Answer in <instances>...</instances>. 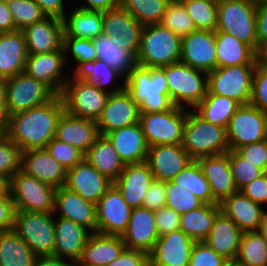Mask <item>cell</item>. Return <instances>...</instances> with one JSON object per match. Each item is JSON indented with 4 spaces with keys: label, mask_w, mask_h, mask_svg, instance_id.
Returning <instances> with one entry per match:
<instances>
[{
    "label": "cell",
    "mask_w": 267,
    "mask_h": 266,
    "mask_svg": "<svg viewBox=\"0 0 267 266\" xmlns=\"http://www.w3.org/2000/svg\"><path fill=\"white\" fill-rule=\"evenodd\" d=\"M35 1L42 8V10L47 14V16H55L61 19L72 8L69 6L68 2L71 1V4H74L73 0H35ZM68 8L70 9L68 10Z\"/></svg>",
    "instance_id": "03108f58"
},
{
    "label": "cell",
    "mask_w": 267,
    "mask_h": 266,
    "mask_svg": "<svg viewBox=\"0 0 267 266\" xmlns=\"http://www.w3.org/2000/svg\"><path fill=\"white\" fill-rule=\"evenodd\" d=\"M235 261L244 266H267V242L258 231L242 234Z\"/></svg>",
    "instance_id": "ee69618b"
},
{
    "label": "cell",
    "mask_w": 267,
    "mask_h": 266,
    "mask_svg": "<svg viewBox=\"0 0 267 266\" xmlns=\"http://www.w3.org/2000/svg\"><path fill=\"white\" fill-rule=\"evenodd\" d=\"M142 29L143 25L122 7L103 12L102 33L111 37L117 35L119 47L132 51L136 56L140 48Z\"/></svg>",
    "instance_id": "cb8c5ba5"
},
{
    "label": "cell",
    "mask_w": 267,
    "mask_h": 266,
    "mask_svg": "<svg viewBox=\"0 0 267 266\" xmlns=\"http://www.w3.org/2000/svg\"><path fill=\"white\" fill-rule=\"evenodd\" d=\"M62 47L65 55V62L70 73L73 65L75 68L80 63L97 59L96 48L91 39L63 37ZM70 59L73 62V65L71 66L68 65L72 64Z\"/></svg>",
    "instance_id": "7dc6e473"
},
{
    "label": "cell",
    "mask_w": 267,
    "mask_h": 266,
    "mask_svg": "<svg viewBox=\"0 0 267 266\" xmlns=\"http://www.w3.org/2000/svg\"><path fill=\"white\" fill-rule=\"evenodd\" d=\"M64 111L63 101L56 95L44 105L14 113L7 117L6 136L22 152L45 148L55 138L57 123Z\"/></svg>",
    "instance_id": "6da1fadb"
},
{
    "label": "cell",
    "mask_w": 267,
    "mask_h": 266,
    "mask_svg": "<svg viewBox=\"0 0 267 266\" xmlns=\"http://www.w3.org/2000/svg\"><path fill=\"white\" fill-rule=\"evenodd\" d=\"M54 228L55 248L53 256L67 259L76 265L92 232L83 225L55 215Z\"/></svg>",
    "instance_id": "603a6c76"
},
{
    "label": "cell",
    "mask_w": 267,
    "mask_h": 266,
    "mask_svg": "<svg viewBox=\"0 0 267 266\" xmlns=\"http://www.w3.org/2000/svg\"><path fill=\"white\" fill-rule=\"evenodd\" d=\"M166 206L165 181L153 179L146 192L142 207L149 210H159Z\"/></svg>",
    "instance_id": "91938a15"
},
{
    "label": "cell",
    "mask_w": 267,
    "mask_h": 266,
    "mask_svg": "<svg viewBox=\"0 0 267 266\" xmlns=\"http://www.w3.org/2000/svg\"><path fill=\"white\" fill-rule=\"evenodd\" d=\"M22 150L7 136L0 140V175L8 180L21 169Z\"/></svg>",
    "instance_id": "f5cc1de1"
},
{
    "label": "cell",
    "mask_w": 267,
    "mask_h": 266,
    "mask_svg": "<svg viewBox=\"0 0 267 266\" xmlns=\"http://www.w3.org/2000/svg\"><path fill=\"white\" fill-rule=\"evenodd\" d=\"M188 110L174 106L164 112H140L139 124L148 147L182 145Z\"/></svg>",
    "instance_id": "8992f818"
},
{
    "label": "cell",
    "mask_w": 267,
    "mask_h": 266,
    "mask_svg": "<svg viewBox=\"0 0 267 266\" xmlns=\"http://www.w3.org/2000/svg\"><path fill=\"white\" fill-rule=\"evenodd\" d=\"M7 4L18 30L47 17V14L35 0H10L7 1Z\"/></svg>",
    "instance_id": "f907efd6"
},
{
    "label": "cell",
    "mask_w": 267,
    "mask_h": 266,
    "mask_svg": "<svg viewBox=\"0 0 267 266\" xmlns=\"http://www.w3.org/2000/svg\"><path fill=\"white\" fill-rule=\"evenodd\" d=\"M121 236L92 232L76 266H106L125 249Z\"/></svg>",
    "instance_id": "1f68e13d"
},
{
    "label": "cell",
    "mask_w": 267,
    "mask_h": 266,
    "mask_svg": "<svg viewBox=\"0 0 267 266\" xmlns=\"http://www.w3.org/2000/svg\"><path fill=\"white\" fill-rule=\"evenodd\" d=\"M54 215L72 220L91 232H96V205L64 186L56 189Z\"/></svg>",
    "instance_id": "4316f807"
},
{
    "label": "cell",
    "mask_w": 267,
    "mask_h": 266,
    "mask_svg": "<svg viewBox=\"0 0 267 266\" xmlns=\"http://www.w3.org/2000/svg\"><path fill=\"white\" fill-rule=\"evenodd\" d=\"M33 266H76L73 262L56 256H37Z\"/></svg>",
    "instance_id": "89a4df30"
},
{
    "label": "cell",
    "mask_w": 267,
    "mask_h": 266,
    "mask_svg": "<svg viewBox=\"0 0 267 266\" xmlns=\"http://www.w3.org/2000/svg\"><path fill=\"white\" fill-rule=\"evenodd\" d=\"M230 150L267 139V112L243 104L238 107L226 127Z\"/></svg>",
    "instance_id": "7c38bea8"
},
{
    "label": "cell",
    "mask_w": 267,
    "mask_h": 266,
    "mask_svg": "<svg viewBox=\"0 0 267 266\" xmlns=\"http://www.w3.org/2000/svg\"><path fill=\"white\" fill-rule=\"evenodd\" d=\"M28 57L21 30L0 33V79H9L23 73Z\"/></svg>",
    "instance_id": "836d02e7"
},
{
    "label": "cell",
    "mask_w": 267,
    "mask_h": 266,
    "mask_svg": "<svg viewBox=\"0 0 267 266\" xmlns=\"http://www.w3.org/2000/svg\"><path fill=\"white\" fill-rule=\"evenodd\" d=\"M125 90L139 105L140 112H164L175 105L169 97L165 72L137 65L125 79Z\"/></svg>",
    "instance_id": "7a4b0ae2"
},
{
    "label": "cell",
    "mask_w": 267,
    "mask_h": 266,
    "mask_svg": "<svg viewBox=\"0 0 267 266\" xmlns=\"http://www.w3.org/2000/svg\"><path fill=\"white\" fill-rule=\"evenodd\" d=\"M131 211L132 208L113 183L96 204V232L122 236L128 227Z\"/></svg>",
    "instance_id": "5bb4252c"
},
{
    "label": "cell",
    "mask_w": 267,
    "mask_h": 266,
    "mask_svg": "<svg viewBox=\"0 0 267 266\" xmlns=\"http://www.w3.org/2000/svg\"><path fill=\"white\" fill-rule=\"evenodd\" d=\"M25 37L28 54L50 53L63 45V20L47 16L43 20L27 25L21 30Z\"/></svg>",
    "instance_id": "44dd1931"
},
{
    "label": "cell",
    "mask_w": 267,
    "mask_h": 266,
    "mask_svg": "<svg viewBox=\"0 0 267 266\" xmlns=\"http://www.w3.org/2000/svg\"><path fill=\"white\" fill-rule=\"evenodd\" d=\"M182 145L193 160L226 154L230 150L226 128L206 121L193 109L187 113Z\"/></svg>",
    "instance_id": "277c9868"
},
{
    "label": "cell",
    "mask_w": 267,
    "mask_h": 266,
    "mask_svg": "<svg viewBox=\"0 0 267 266\" xmlns=\"http://www.w3.org/2000/svg\"><path fill=\"white\" fill-rule=\"evenodd\" d=\"M83 3H79L78 9L94 10V11H108L121 7L122 0H81ZM86 3V4H84Z\"/></svg>",
    "instance_id": "003e7915"
},
{
    "label": "cell",
    "mask_w": 267,
    "mask_h": 266,
    "mask_svg": "<svg viewBox=\"0 0 267 266\" xmlns=\"http://www.w3.org/2000/svg\"><path fill=\"white\" fill-rule=\"evenodd\" d=\"M13 230L36 256H53L54 213L15 211Z\"/></svg>",
    "instance_id": "9c48e42d"
},
{
    "label": "cell",
    "mask_w": 267,
    "mask_h": 266,
    "mask_svg": "<svg viewBox=\"0 0 267 266\" xmlns=\"http://www.w3.org/2000/svg\"><path fill=\"white\" fill-rule=\"evenodd\" d=\"M195 240L181 229L160 236L149 253L151 266H189Z\"/></svg>",
    "instance_id": "ac0fdd59"
},
{
    "label": "cell",
    "mask_w": 267,
    "mask_h": 266,
    "mask_svg": "<svg viewBox=\"0 0 267 266\" xmlns=\"http://www.w3.org/2000/svg\"><path fill=\"white\" fill-rule=\"evenodd\" d=\"M180 62L210 73L217 68L215 31L197 30L181 38Z\"/></svg>",
    "instance_id": "e0dca14e"
},
{
    "label": "cell",
    "mask_w": 267,
    "mask_h": 266,
    "mask_svg": "<svg viewBox=\"0 0 267 266\" xmlns=\"http://www.w3.org/2000/svg\"><path fill=\"white\" fill-rule=\"evenodd\" d=\"M45 149L66 171L75 167L85 157V154L78 148L56 138H53Z\"/></svg>",
    "instance_id": "db71d44e"
},
{
    "label": "cell",
    "mask_w": 267,
    "mask_h": 266,
    "mask_svg": "<svg viewBox=\"0 0 267 266\" xmlns=\"http://www.w3.org/2000/svg\"><path fill=\"white\" fill-rule=\"evenodd\" d=\"M259 61L267 66V44L264 45L260 50Z\"/></svg>",
    "instance_id": "11e5206c"
},
{
    "label": "cell",
    "mask_w": 267,
    "mask_h": 266,
    "mask_svg": "<svg viewBox=\"0 0 267 266\" xmlns=\"http://www.w3.org/2000/svg\"><path fill=\"white\" fill-rule=\"evenodd\" d=\"M256 64H244L216 68L208 73L207 94H218L249 104Z\"/></svg>",
    "instance_id": "30bf717a"
},
{
    "label": "cell",
    "mask_w": 267,
    "mask_h": 266,
    "mask_svg": "<svg viewBox=\"0 0 267 266\" xmlns=\"http://www.w3.org/2000/svg\"><path fill=\"white\" fill-rule=\"evenodd\" d=\"M258 232L263 236V238L267 242V212L264 215L261 225L259 226Z\"/></svg>",
    "instance_id": "34e18365"
},
{
    "label": "cell",
    "mask_w": 267,
    "mask_h": 266,
    "mask_svg": "<svg viewBox=\"0 0 267 266\" xmlns=\"http://www.w3.org/2000/svg\"><path fill=\"white\" fill-rule=\"evenodd\" d=\"M201 1H205V2H208V3H211V4L218 5L221 0H201Z\"/></svg>",
    "instance_id": "09005b40"
},
{
    "label": "cell",
    "mask_w": 267,
    "mask_h": 266,
    "mask_svg": "<svg viewBox=\"0 0 267 266\" xmlns=\"http://www.w3.org/2000/svg\"><path fill=\"white\" fill-rule=\"evenodd\" d=\"M240 104L226 96L207 94L193 110L210 123L226 128Z\"/></svg>",
    "instance_id": "b9f144b4"
},
{
    "label": "cell",
    "mask_w": 267,
    "mask_h": 266,
    "mask_svg": "<svg viewBox=\"0 0 267 266\" xmlns=\"http://www.w3.org/2000/svg\"><path fill=\"white\" fill-rule=\"evenodd\" d=\"M72 73L71 78L84 80L109 94L125 89V78L105 61L99 59L78 64L73 68Z\"/></svg>",
    "instance_id": "d6a6232c"
},
{
    "label": "cell",
    "mask_w": 267,
    "mask_h": 266,
    "mask_svg": "<svg viewBox=\"0 0 267 266\" xmlns=\"http://www.w3.org/2000/svg\"><path fill=\"white\" fill-rule=\"evenodd\" d=\"M220 211V204H203L181 215L180 229L193 240L204 241Z\"/></svg>",
    "instance_id": "ab89813d"
},
{
    "label": "cell",
    "mask_w": 267,
    "mask_h": 266,
    "mask_svg": "<svg viewBox=\"0 0 267 266\" xmlns=\"http://www.w3.org/2000/svg\"><path fill=\"white\" fill-rule=\"evenodd\" d=\"M99 136L95 120L76 117L64 111L58 120L55 138L85 154Z\"/></svg>",
    "instance_id": "83f0119b"
},
{
    "label": "cell",
    "mask_w": 267,
    "mask_h": 266,
    "mask_svg": "<svg viewBox=\"0 0 267 266\" xmlns=\"http://www.w3.org/2000/svg\"><path fill=\"white\" fill-rule=\"evenodd\" d=\"M18 30L6 1L0 0V33Z\"/></svg>",
    "instance_id": "a7ac6f4b"
},
{
    "label": "cell",
    "mask_w": 267,
    "mask_h": 266,
    "mask_svg": "<svg viewBox=\"0 0 267 266\" xmlns=\"http://www.w3.org/2000/svg\"><path fill=\"white\" fill-rule=\"evenodd\" d=\"M164 72L169 97L175 106L193 109L208 92V73L182 62L160 67Z\"/></svg>",
    "instance_id": "5b68a950"
},
{
    "label": "cell",
    "mask_w": 267,
    "mask_h": 266,
    "mask_svg": "<svg viewBox=\"0 0 267 266\" xmlns=\"http://www.w3.org/2000/svg\"><path fill=\"white\" fill-rule=\"evenodd\" d=\"M213 196V204H221L226 198L236 193L229 151L226 154L200 157L197 159Z\"/></svg>",
    "instance_id": "7402d4cb"
},
{
    "label": "cell",
    "mask_w": 267,
    "mask_h": 266,
    "mask_svg": "<svg viewBox=\"0 0 267 266\" xmlns=\"http://www.w3.org/2000/svg\"><path fill=\"white\" fill-rule=\"evenodd\" d=\"M36 257L13 229L0 232V266H33Z\"/></svg>",
    "instance_id": "60d3db41"
},
{
    "label": "cell",
    "mask_w": 267,
    "mask_h": 266,
    "mask_svg": "<svg viewBox=\"0 0 267 266\" xmlns=\"http://www.w3.org/2000/svg\"><path fill=\"white\" fill-rule=\"evenodd\" d=\"M108 96V92L97 86L71 77L63 86L60 94L65 112L95 121L100 117Z\"/></svg>",
    "instance_id": "8fae6325"
},
{
    "label": "cell",
    "mask_w": 267,
    "mask_h": 266,
    "mask_svg": "<svg viewBox=\"0 0 267 266\" xmlns=\"http://www.w3.org/2000/svg\"><path fill=\"white\" fill-rule=\"evenodd\" d=\"M217 68L257 64L259 54L232 34L215 31Z\"/></svg>",
    "instance_id": "d590c367"
},
{
    "label": "cell",
    "mask_w": 267,
    "mask_h": 266,
    "mask_svg": "<svg viewBox=\"0 0 267 266\" xmlns=\"http://www.w3.org/2000/svg\"><path fill=\"white\" fill-rule=\"evenodd\" d=\"M140 108L130 94L123 89L109 94L100 117L97 119L99 134H105L139 122Z\"/></svg>",
    "instance_id": "2e32d148"
},
{
    "label": "cell",
    "mask_w": 267,
    "mask_h": 266,
    "mask_svg": "<svg viewBox=\"0 0 267 266\" xmlns=\"http://www.w3.org/2000/svg\"><path fill=\"white\" fill-rule=\"evenodd\" d=\"M6 117L29 110L51 101L56 94L43 82L28 76L25 72L6 79Z\"/></svg>",
    "instance_id": "4fadbf2b"
},
{
    "label": "cell",
    "mask_w": 267,
    "mask_h": 266,
    "mask_svg": "<svg viewBox=\"0 0 267 266\" xmlns=\"http://www.w3.org/2000/svg\"><path fill=\"white\" fill-rule=\"evenodd\" d=\"M84 158L112 182L119 177L125 166L112 144L102 135L95 140Z\"/></svg>",
    "instance_id": "f35d334b"
},
{
    "label": "cell",
    "mask_w": 267,
    "mask_h": 266,
    "mask_svg": "<svg viewBox=\"0 0 267 266\" xmlns=\"http://www.w3.org/2000/svg\"><path fill=\"white\" fill-rule=\"evenodd\" d=\"M112 184L111 180L100 174L84 158L75 167L67 170L64 187L96 205Z\"/></svg>",
    "instance_id": "d6986e66"
},
{
    "label": "cell",
    "mask_w": 267,
    "mask_h": 266,
    "mask_svg": "<svg viewBox=\"0 0 267 266\" xmlns=\"http://www.w3.org/2000/svg\"><path fill=\"white\" fill-rule=\"evenodd\" d=\"M226 266H244L242 264H239L238 262L236 261H228Z\"/></svg>",
    "instance_id": "b9fcfbb0"
},
{
    "label": "cell",
    "mask_w": 267,
    "mask_h": 266,
    "mask_svg": "<svg viewBox=\"0 0 267 266\" xmlns=\"http://www.w3.org/2000/svg\"><path fill=\"white\" fill-rule=\"evenodd\" d=\"M14 203L10 197V193L0 197V232L13 229L14 215H15Z\"/></svg>",
    "instance_id": "be15d7a7"
},
{
    "label": "cell",
    "mask_w": 267,
    "mask_h": 266,
    "mask_svg": "<svg viewBox=\"0 0 267 266\" xmlns=\"http://www.w3.org/2000/svg\"><path fill=\"white\" fill-rule=\"evenodd\" d=\"M215 31L232 34L257 52L256 5L253 0H221Z\"/></svg>",
    "instance_id": "52a82bcc"
},
{
    "label": "cell",
    "mask_w": 267,
    "mask_h": 266,
    "mask_svg": "<svg viewBox=\"0 0 267 266\" xmlns=\"http://www.w3.org/2000/svg\"><path fill=\"white\" fill-rule=\"evenodd\" d=\"M9 193V180L0 175V197Z\"/></svg>",
    "instance_id": "753ad0ef"
},
{
    "label": "cell",
    "mask_w": 267,
    "mask_h": 266,
    "mask_svg": "<svg viewBox=\"0 0 267 266\" xmlns=\"http://www.w3.org/2000/svg\"><path fill=\"white\" fill-rule=\"evenodd\" d=\"M121 237L126 248L149 254L159 238L154 211L144 207L132 208L128 227Z\"/></svg>",
    "instance_id": "d4e9b609"
},
{
    "label": "cell",
    "mask_w": 267,
    "mask_h": 266,
    "mask_svg": "<svg viewBox=\"0 0 267 266\" xmlns=\"http://www.w3.org/2000/svg\"><path fill=\"white\" fill-rule=\"evenodd\" d=\"M235 151L247 162L267 172V139L241 146Z\"/></svg>",
    "instance_id": "6f0895ef"
},
{
    "label": "cell",
    "mask_w": 267,
    "mask_h": 266,
    "mask_svg": "<svg viewBox=\"0 0 267 266\" xmlns=\"http://www.w3.org/2000/svg\"><path fill=\"white\" fill-rule=\"evenodd\" d=\"M153 174L146 162L125 164L119 177L113 182L131 208L142 207Z\"/></svg>",
    "instance_id": "4dcf8cb0"
},
{
    "label": "cell",
    "mask_w": 267,
    "mask_h": 266,
    "mask_svg": "<svg viewBox=\"0 0 267 266\" xmlns=\"http://www.w3.org/2000/svg\"><path fill=\"white\" fill-rule=\"evenodd\" d=\"M6 96H7L6 79H0V113H5Z\"/></svg>",
    "instance_id": "2644e50d"
},
{
    "label": "cell",
    "mask_w": 267,
    "mask_h": 266,
    "mask_svg": "<svg viewBox=\"0 0 267 266\" xmlns=\"http://www.w3.org/2000/svg\"><path fill=\"white\" fill-rule=\"evenodd\" d=\"M56 188L37 180L21 169L9 180L15 210L54 213Z\"/></svg>",
    "instance_id": "ba28073f"
},
{
    "label": "cell",
    "mask_w": 267,
    "mask_h": 266,
    "mask_svg": "<svg viewBox=\"0 0 267 266\" xmlns=\"http://www.w3.org/2000/svg\"><path fill=\"white\" fill-rule=\"evenodd\" d=\"M93 42L96 48L97 59L105 61L125 79L138 65L137 56L132 51L119 47L120 43L118 42L117 35L111 37L101 33L93 39Z\"/></svg>",
    "instance_id": "8d00e7d4"
},
{
    "label": "cell",
    "mask_w": 267,
    "mask_h": 266,
    "mask_svg": "<svg viewBox=\"0 0 267 266\" xmlns=\"http://www.w3.org/2000/svg\"><path fill=\"white\" fill-rule=\"evenodd\" d=\"M221 212L244 232L258 231L267 210L246 197L240 190L220 204Z\"/></svg>",
    "instance_id": "f1b7e54d"
},
{
    "label": "cell",
    "mask_w": 267,
    "mask_h": 266,
    "mask_svg": "<svg viewBox=\"0 0 267 266\" xmlns=\"http://www.w3.org/2000/svg\"><path fill=\"white\" fill-rule=\"evenodd\" d=\"M63 47L60 50L42 54H28L24 72L43 82L56 95H60L69 79ZM65 73H64V72Z\"/></svg>",
    "instance_id": "9a60e30c"
},
{
    "label": "cell",
    "mask_w": 267,
    "mask_h": 266,
    "mask_svg": "<svg viewBox=\"0 0 267 266\" xmlns=\"http://www.w3.org/2000/svg\"><path fill=\"white\" fill-rule=\"evenodd\" d=\"M228 260L218 255L204 241H196L193 245L189 266H226Z\"/></svg>",
    "instance_id": "9f6ffc18"
},
{
    "label": "cell",
    "mask_w": 267,
    "mask_h": 266,
    "mask_svg": "<svg viewBox=\"0 0 267 266\" xmlns=\"http://www.w3.org/2000/svg\"><path fill=\"white\" fill-rule=\"evenodd\" d=\"M192 161L183 145H156L148 148L145 162L154 179L166 182L172 180Z\"/></svg>",
    "instance_id": "ffe728a7"
},
{
    "label": "cell",
    "mask_w": 267,
    "mask_h": 266,
    "mask_svg": "<svg viewBox=\"0 0 267 266\" xmlns=\"http://www.w3.org/2000/svg\"><path fill=\"white\" fill-rule=\"evenodd\" d=\"M166 206L179 215L201 207L204 203L190 191L177 185L172 180L165 182Z\"/></svg>",
    "instance_id": "681fc988"
},
{
    "label": "cell",
    "mask_w": 267,
    "mask_h": 266,
    "mask_svg": "<svg viewBox=\"0 0 267 266\" xmlns=\"http://www.w3.org/2000/svg\"><path fill=\"white\" fill-rule=\"evenodd\" d=\"M124 164L146 161L148 145L139 122L104 135Z\"/></svg>",
    "instance_id": "f546056e"
},
{
    "label": "cell",
    "mask_w": 267,
    "mask_h": 266,
    "mask_svg": "<svg viewBox=\"0 0 267 266\" xmlns=\"http://www.w3.org/2000/svg\"><path fill=\"white\" fill-rule=\"evenodd\" d=\"M253 2L256 6L267 4V0H253Z\"/></svg>",
    "instance_id": "2a66077c"
},
{
    "label": "cell",
    "mask_w": 267,
    "mask_h": 266,
    "mask_svg": "<svg viewBox=\"0 0 267 266\" xmlns=\"http://www.w3.org/2000/svg\"><path fill=\"white\" fill-rule=\"evenodd\" d=\"M240 191L246 197L267 209V172L246 184Z\"/></svg>",
    "instance_id": "94428289"
},
{
    "label": "cell",
    "mask_w": 267,
    "mask_h": 266,
    "mask_svg": "<svg viewBox=\"0 0 267 266\" xmlns=\"http://www.w3.org/2000/svg\"><path fill=\"white\" fill-rule=\"evenodd\" d=\"M7 117L5 113H0V140L6 137Z\"/></svg>",
    "instance_id": "8c879c8a"
},
{
    "label": "cell",
    "mask_w": 267,
    "mask_h": 266,
    "mask_svg": "<svg viewBox=\"0 0 267 266\" xmlns=\"http://www.w3.org/2000/svg\"><path fill=\"white\" fill-rule=\"evenodd\" d=\"M154 213L156 229L159 237L180 229L181 215H179L176 211L165 206L154 211Z\"/></svg>",
    "instance_id": "680465c9"
},
{
    "label": "cell",
    "mask_w": 267,
    "mask_h": 266,
    "mask_svg": "<svg viewBox=\"0 0 267 266\" xmlns=\"http://www.w3.org/2000/svg\"><path fill=\"white\" fill-rule=\"evenodd\" d=\"M180 58L181 38L177 34L159 23L143 26L137 54L139 66L158 68L180 62Z\"/></svg>",
    "instance_id": "3957f363"
},
{
    "label": "cell",
    "mask_w": 267,
    "mask_h": 266,
    "mask_svg": "<svg viewBox=\"0 0 267 266\" xmlns=\"http://www.w3.org/2000/svg\"><path fill=\"white\" fill-rule=\"evenodd\" d=\"M242 234L237 225L220 211L204 242L226 260L235 261Z\"/></svg>",
    "instance_id": "e575fe53"
},
{
    "label": "cell",
    "mask_w": 267,
    "mask_h": 266,
    "mask_svg": "<svg viewBox=\"0 0 267 266\" xmlns=\"http://www.w3.org/2000/svg\"><path fill=\"white\" fill-rule=\"evenodd\" d=\"M172 181L190 191L204 204H213L210 185L197 160H193L187 165Z\"/></svg>",
    "instance_id": "7bdbcfd3"
},
{
    "label": "cell",
    "mask_w": 267,
    "mask_h": 266,
    "mask_svg": "<svg viewBox=\"0 0 267 266\" xmlns=\"http://www.w3.org/2000/svg\"><path fill=\"white\" fill-rule=\"evenodd\" d=\"M171 0H122L121 7L141 25L157 24Z\"/></svg>",
    "instance_id": "f6af8a7d"
},
{
    "label": "cell",
    "mask_w": 267,
    "mask_h": 266,
    "mask_svg": "<svg viewBox=\"0 0 267 266\" xmlns=\"http://www.w3.org/2000/svg\"><path fill=\"white\" fill-rule=\"evenodd\" d=\"M149 254L140 250L125 248L118 258L106 266H148Z\"/></svg>",
    "instance_id": "6125c7cd"
},
{
    "label": "cell",
    "mask_w": 267,
    "mask_h": 266,
    "mask_svg": "<svg viewBox=\"0 0 267 266\" xmlns=\"http://www.w3.org/2000/svg\"><path fill=\"white\" fill-rule=\"evenodd\" d=\"M21 170L50 186H65L67 171L45 148L22 152Z\"/></svg>",
    "instance_id": "484cf974"
},
{
    "label": "cell",
    "mask_w": 267,
    "mask_h": 266,
    "mask_svg": "<svg viewBox=\"0 0 267 266\" xmlns=\"http://www.w3.org/2000/svg\"><path fill=\"white\" fill-rule=\"evenodd\" d=\"M159 24L177 34L180 38L197 31L192 18L180 0L169 2Z\"/></svg>",
    "instance_id": "bcb514c9"
},
{
    "label": "cell",
    "mask_w": 267,
    "mask_h": 266,
    "mask_svg": "<svg viewBox=\"0 0 267 266\" xmlns=\"http://www.w3.org/2000/svg\"><path fill=\"white\" fill-rule=\"evenodd\" d=\"M63 37L95 39L102 33L103 12L74 8L64 15Z\"/></svg>",
    "instance_id": "74e56055"
},
{
    "label": "cell",
    "mask_w": 267,
    "mask_h": 266,
    "mask_svg": "<svg viewBox=\"0 0 267 266\" xmlns=\"http://www.w3.org/2000/svg\"><path fill=\"white\" fill-rule=\"evenodd\" d=\"M257 53L267 44V4L256 6Z\"/></svg>",
    "instance_id": "e7e4bbea"
},
{
    "label": "cell",
    "mask_w": 267,
    "mask_h": 266,
    "mask_svg": "<svg viewBox=\"0 0 267 266\" xmlns=\"http://www.w3.org/2000/svg\"><path fill=\"white\" fill-rule=\"evenodd\" d=\"M192 18L197 30L215 31L217 27V5L201 0H180Z\"/></svg>",
    "instance_id": "c3c4849f"
},
{
    "label": "cell",
    "mask_w": 267,
    "mask_h": 266,
    "mask_svg": "<svg viewBox=\"0 0 267 266\" xmlns=\"http://www.w3.org/2000/svg\"><path fill=\"white\" fill-rule=\"evenodd\" d=\"M250 104L267 112V66L259 60L253 76Z\"/></svg>",
    "instance_id": "11a10c76"
},
{
    "label": "cell",
    "mask_w": 267,
    "mask_h": 266,
    "mask_svg": "<svg viewBox=\"0 0 267 266\" xmlns=\"http://www.w3.org/2000/svg\"><path fill=\"white\" fill-rule=\"evenodd\" d=\"M229 162L238 190L265 173L259 167H255L254 164L243 159L235 150H229Z\"/></svg>",
    "instance_id": "816d5d0a"
}]
</instances>
